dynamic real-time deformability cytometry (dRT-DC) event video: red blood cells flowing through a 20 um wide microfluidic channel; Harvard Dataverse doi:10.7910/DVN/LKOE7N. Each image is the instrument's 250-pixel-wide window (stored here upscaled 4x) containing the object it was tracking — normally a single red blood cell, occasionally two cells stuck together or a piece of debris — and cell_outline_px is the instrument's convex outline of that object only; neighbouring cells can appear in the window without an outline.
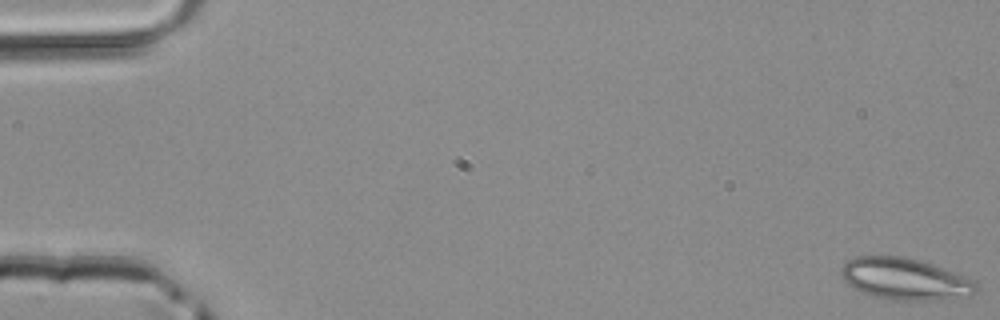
{"species": "common noctule bat (a hibernating species)", "species_latin": "Nyctalus noctula", "temperature_condition": "room temperature", "stored_images_in_passage": 51, "camera_frame_rate_fps": 3000, "um_per_image_px": 0.085, "animal": {"sex": "male", "body_mass_g": 20.4}, "frame": {"image": 1, "passage_image": 1, "time_ms": 0.0, "image_size_px": [1000, 320], "cell_outline_px": [[980, 288], [972, 296], [940, 300], [892, 300], [876, 296], [864, 292], [848, 284], [840, 276], [840, 268], [848, 260], [856, 256], [904, 256], [920, 260], [972, 280]], "centroid_in_image_um": [76.92, 23.72], "position_along_channel_um": 8.1, "area_um2": 32.6}}
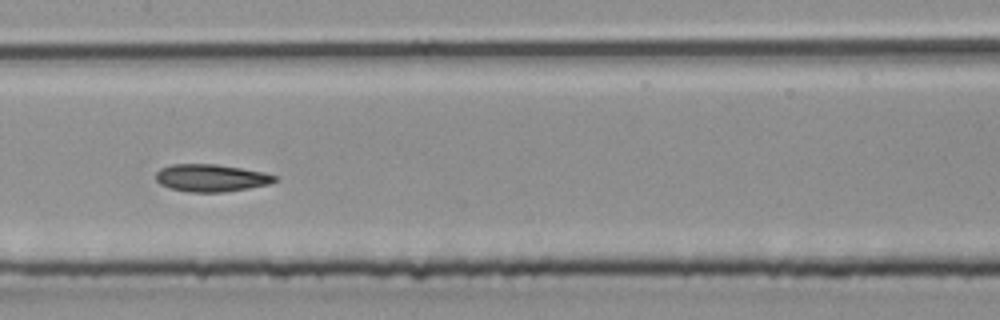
{"frame": {"image": 2, "passage_image": 26, "time_ms": 8.333, "image_size_px": [1000, 320], "cell_outline_px": [[276, 180], [268, 184], [248, 188], [224, 192], [188, 192], [168, 188], [160, 184], [156, 180], [156, 172], [160, 168], [172, 164], [216, 164], [264, 172], [276, 176]], "centroid_in_image_um": [17.89, 15.12], "position_along_channel_um": 189.5, "area_um2": 18.96}}
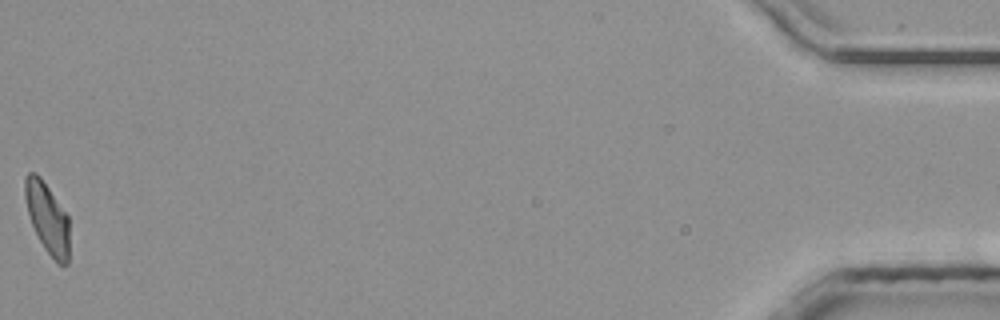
{"frame": {"image": 3, "passage_image": 51, "time_ms": 16.667, "image_size_px": [1000, 320], "cell_outline_px": [[68, 264], [56, 264], [44, 248], [32, 224], [28, 212], [24, 196], [24, 176], [28, 172], [36, 172], [40, 176], [68, 216]], "centroid_in_image_um": [4.01, 18.51], "position_along_channel_um": 431.2, "area_um2": 18.09}}